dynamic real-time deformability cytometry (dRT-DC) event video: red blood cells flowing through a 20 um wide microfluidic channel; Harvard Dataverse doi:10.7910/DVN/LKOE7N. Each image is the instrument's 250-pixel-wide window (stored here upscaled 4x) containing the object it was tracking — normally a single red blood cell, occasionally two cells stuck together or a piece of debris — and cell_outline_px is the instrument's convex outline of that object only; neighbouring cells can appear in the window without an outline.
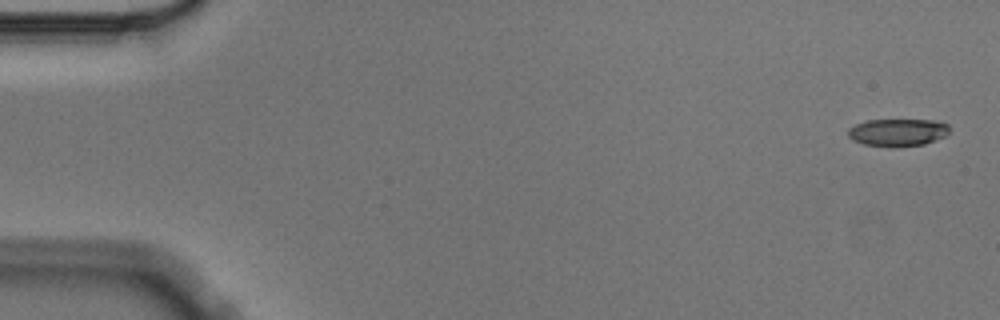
{"species": "Egyptian fruit bat (a non-hibernating species)", "species_latin": "Rousettus aegyptiacus", "temperature_condition": "cold", "stored_images_in_passage": 5, "camera_frame_rate_fps": 3000, "um_per_image_px": 0.085, "animal": {"sex": "male"}, "frame": {"image": 1, "passage_image": 1, "time_ms": 0.0, "image_size_px": [1000, 320], "cell_outline_px": [[948, 136], [924, 144], [888, 148], [864, 144], [852, 140], [848, 136], [848, 128], [856, 124], [868, 120], [932, 120], [948, 124]], "centroid_in_image_um": [76.3, 11.27], "position_along_channel_um": 8.7, "area_um2": 16.42}}
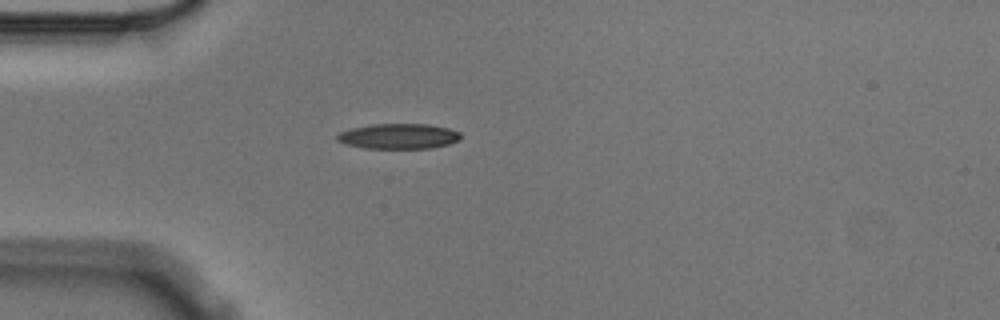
{"frame": {"image": 2, "passage_image": 4, "time_ms": 1.0, "image_size_px": [1000, 320], "cell_outline_px": [[460, 140], [448, 144], [432, 148], [364, 148], [344, 144], [336, 140], [336, 136], [340, 132], [352, 128], [372, 124], [428, 124], [448, 128], [460, 132]], "centroid_in_image_um": [33.87, 11.58], "position_along_channel_um": 51.1, "area_um2": 18.21}}